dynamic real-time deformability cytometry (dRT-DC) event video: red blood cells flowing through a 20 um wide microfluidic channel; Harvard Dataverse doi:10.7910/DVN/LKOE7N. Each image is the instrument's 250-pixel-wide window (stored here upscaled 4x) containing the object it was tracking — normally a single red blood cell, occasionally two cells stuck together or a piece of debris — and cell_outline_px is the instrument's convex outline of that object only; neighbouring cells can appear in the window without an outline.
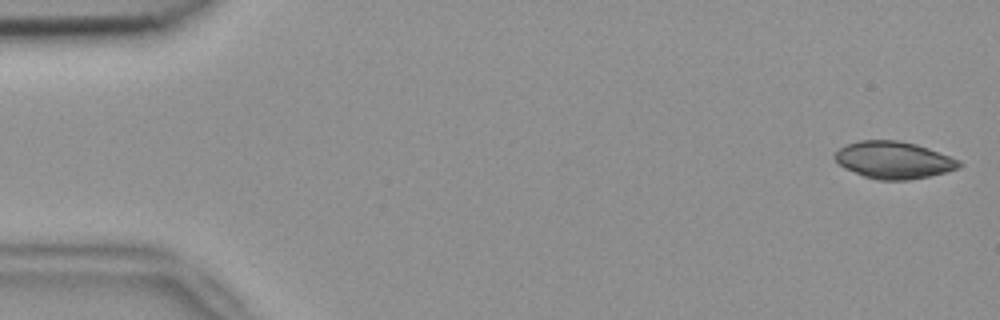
{"species": "common noctule bat (a hibernating species)", "species_latin": "Nyctalus noctula", "temperature_condition": "room temperature", "stored_images_in_passage": 50, "camera_frame_rate_fps": 3000, "um_per_image_px": 0.085, "animal": {"sex": "female", "body_mass_g": 18.4}, "frame": {"image": 1, "passage_image": 1, "time_ms": 0.0, "image_size_px": [1000, 320], "cell_outline_px": [[964, 164], [960, 168], [928, 176], [908, 180], [876, 180], [864, 176], [844, 168], [832, 156], [840, 148], [848, 144], [860, 140], [896, 140], [916, 144], [928, 148], [960, 160]], "centroid_in_image_um": [75.97, 13.61], "position_along_channel_um": 9.0, "area_um2": 26.82}}